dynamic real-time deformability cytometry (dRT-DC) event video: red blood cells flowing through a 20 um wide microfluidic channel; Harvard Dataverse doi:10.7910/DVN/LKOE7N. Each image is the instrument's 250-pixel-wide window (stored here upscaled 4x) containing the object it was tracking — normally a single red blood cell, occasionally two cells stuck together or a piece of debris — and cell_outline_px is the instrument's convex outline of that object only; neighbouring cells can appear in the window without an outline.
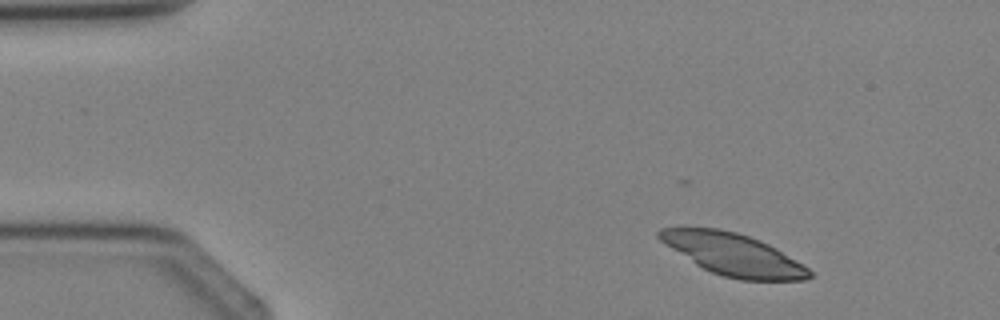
{"species": "Egyptian fruit bat (a non-hibernating species)", "species_latin": "Rousettus aegyptiacus", "temperature_condition": "cold", "stored_images_in_passage": 3, "camera_frame_rate_fps": 3000, "um_per_image_px": 0.085, "animal": {"sex": "female"}, "frame": {"image": 1, "passage_image": 1, "time_ms": 0.0, "image_size_px": [1000, 320], "cell_outline_px": [[812, 276], [804, 280], [740, 280], [724, 276], [712, 272], [696, 264], [664, 244], [656, 236], [656, 232], [660, 228], [720, 228], [736, 232], [760, 240], [776, 248], [804, 264], [812, 272]], "centroid_in_image_um": [62.33, 21.62], "position_along_channel_um": 22.7, "area_um2": 36.53}}